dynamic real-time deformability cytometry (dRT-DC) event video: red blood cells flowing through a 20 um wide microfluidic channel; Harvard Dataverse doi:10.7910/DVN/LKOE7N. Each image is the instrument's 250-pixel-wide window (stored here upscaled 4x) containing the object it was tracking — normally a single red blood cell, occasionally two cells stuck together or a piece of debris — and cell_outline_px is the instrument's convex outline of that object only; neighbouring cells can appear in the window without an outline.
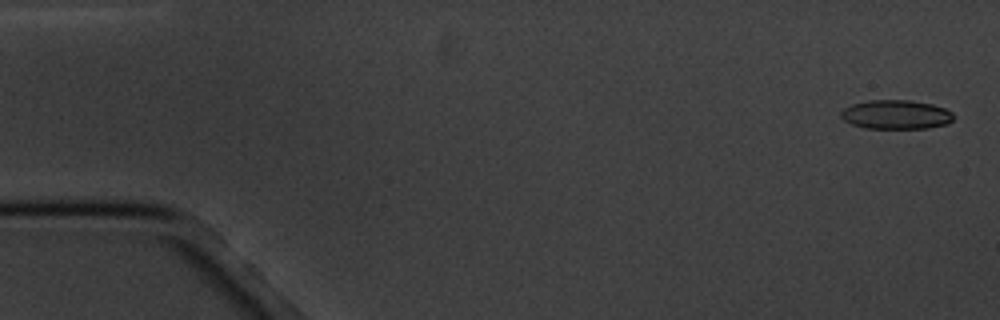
{"species": "common noctule bat (a hibernating species)", "species_latin": "Nyctalus noctula", "temperature_condition": "cold", "stored_images_in_passage": 5, "camera_frame_rate_fps": 3000, "um_per_image_px": 0.085, "animal": {"sex": "male", "body_mass_g": 20.1, "forearm_length_mm": 53.5}, "frame": {"image": 1, "passage_image": 1, "time_ms": 0.0, "image_size_px": [1000, 320], "cell_outline_px": [[956, 116], [948, 124], [928, 128], [864, 128], [852, 124], [844, 120], [840, 116], [840, 112], [844, 108], [852, 104], [868, 100], [912, 100], [932, 104], [944, 108], [952, 112]], "centroid_in_image_um": [76.18, 9.73], "position_along_channel_um": 8.8, "area_um2": 19.25}}
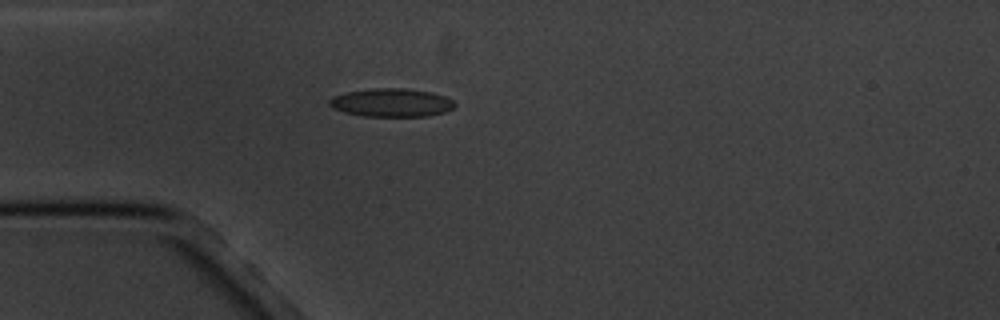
{"frame": {"image": 2, "passage_image": 5, "time_ms": 4.667, "image_size_px": [1000, 320], "cell_outline_px": [[456, 104], [452, 108], [444, 112], [428, 116], [364, 116], [344, 112], [332, 108], [328, 104], [328, 100], [332, 96], [348, 92], [372, 88], [404, 88], [428, 92], [444, 96], [452, 100]], "centroid_in_image_um": [33.23, 8.72], "position_along_channel_um": 51.8, "area_um2": 20.58}}